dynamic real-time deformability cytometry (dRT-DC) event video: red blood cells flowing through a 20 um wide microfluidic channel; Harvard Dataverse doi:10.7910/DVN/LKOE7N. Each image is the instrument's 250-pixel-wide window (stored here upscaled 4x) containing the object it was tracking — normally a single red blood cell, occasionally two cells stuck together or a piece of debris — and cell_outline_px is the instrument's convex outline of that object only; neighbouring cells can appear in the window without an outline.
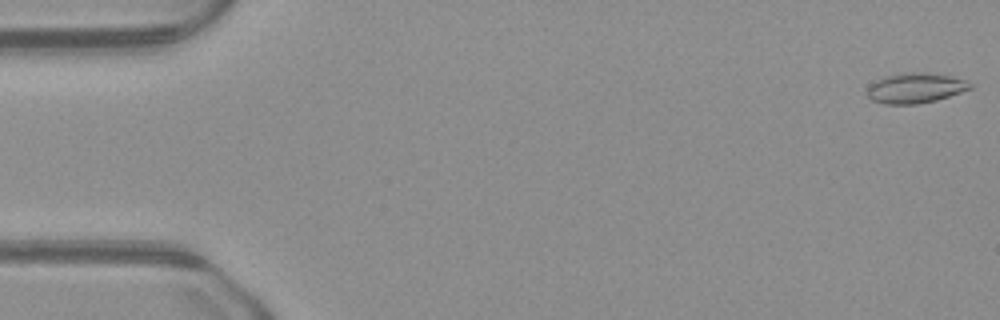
{"species": "common noctule bat (a hibernating species)", "species_latin": "Nyctalus noctula", "temperature_condition": "warm", "stored_images_in_passage": 50, "camera_frame_rate_fps": 3000, "um_per_image_px": 0.085, "animal": {"sex": "male", "body_mass_g": 23.1, "forearm_length_mm": 52.7}, "frame": {"image": 1, "passage_image": 1, "time_ms": 0.0, "image_size_px": [1000, 320], "cell_outline_px": [[972, 88], [936, 100], [916, 104], [884, 104], [872, 100], [868, 96], [868, 88], [876, 80], [884, 76], [900, 72], [928, 72], [952, 76], [964, 80], [972, 84]], "centroid_in_image_um": [77.8, 7.46], "position_along_channel_um": 7.2, "area_um2": 18.09}}
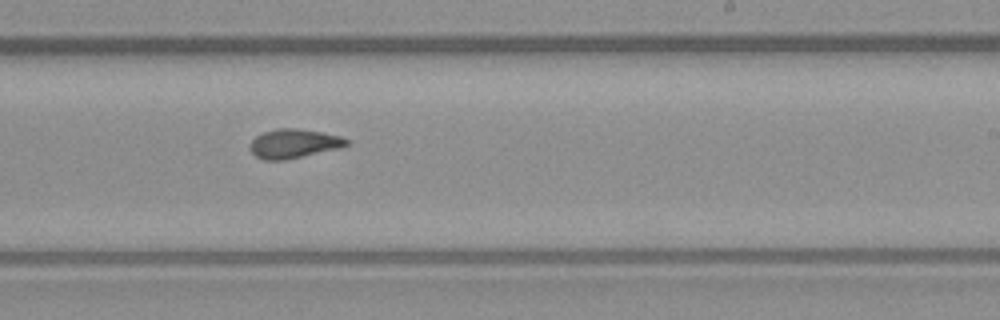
{"frame": {"image": 2, "passage_image": 30, "time_ms": 9.667, "image_size_px": [1000, 320], "cell_outline_px": [[352, 140], [348, 144], [340, 148], [284, 160], [264, 160], [256, 156], [248, 148], [252, 140], [256, 136], [264, 132], [276, 128], [296, 128], [320, 132], [340, 136]], "centroid_in_image_um": [24.97, 12.2], "position_along_channel_um": 264.0, "area_um2": 16.36}}
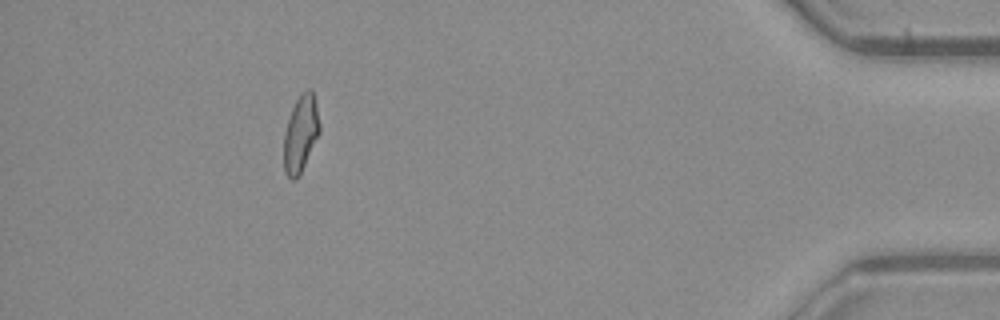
{"frame": {"image": 3, "passage_image": 45, "time_ms": 14.667, "image_size_px": [1000, 320], "cell_outline_px": [[320, 132], [300, 176], [296, 180], [292, 180], [284, 172], [284, 132], [292, 108], [296, 100], [308, 88], [312, 88], [316, 104], [320, 124]], "centroid_in_image_um": [25.56, 11.4], "position_along_channel_um": 409.6, "area_um2": 16.07}}